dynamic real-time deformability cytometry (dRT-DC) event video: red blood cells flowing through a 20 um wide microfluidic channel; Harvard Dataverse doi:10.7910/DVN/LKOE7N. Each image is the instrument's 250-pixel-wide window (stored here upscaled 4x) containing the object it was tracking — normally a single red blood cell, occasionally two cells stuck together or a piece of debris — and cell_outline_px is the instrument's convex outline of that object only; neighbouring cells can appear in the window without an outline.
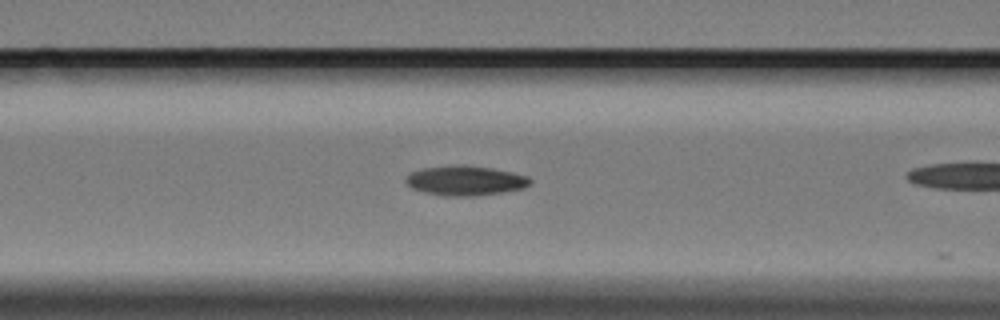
{"species": "Egyptian fruit bat (a non-hibernating species)", "species_latin": "Rousettus aegyptiacus", "temperature_condition": "cold", "stored_images_in_passage": 26, "camera_frame_rate_fps": 3000, "um_per_image_px": 0.085, "animal": {"sex": "female"}, "frame": {"image": 1, "passage_image": 3, "time_ms": 0.667, "image_size_px": [1000, 320], "cell_outline_px": [[532, 184], [524, 188], [504, 192], [476, 196], [444, 196], [424, 192], [412, 188], [404, 180], [412, 172], [424, 168], [492, 168], [512, 172], [528, 176], [532, 180]], "centroid_in_image_um": [39.63, 15.41], "position_along_channel_um": 127.0, "area_um2": 20.63}}
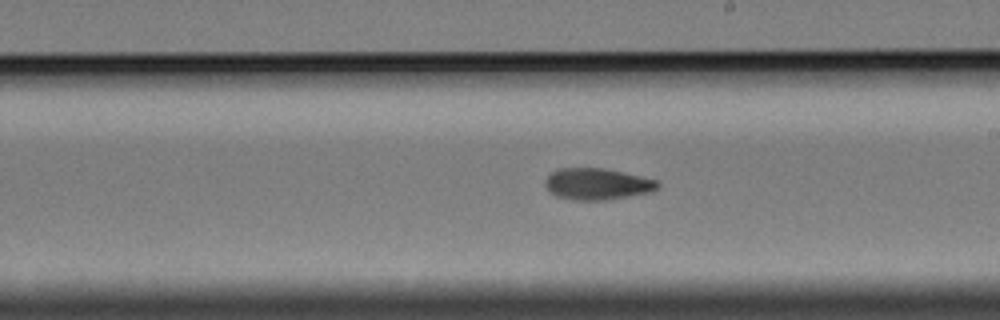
{"frame": {"image": 2, "passage_image": 13, "time_ms": 4.0, "image_size_px": [1000, 320], "cell_outline_px": [[660, 184], [652, 192], [604, 200], [576, 200], [556, 196], [544, 184], [548, 176], [552, 172], [560, 168], [604, 168], [660, 180]], "centroid_in_image_um": [50.8, 15.63], "position_along_channel_um": 238.2, "area_um2": 20.52}}
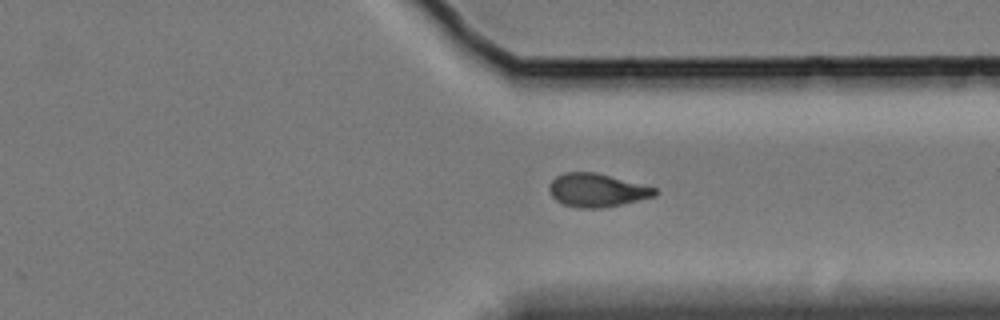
{"frame": {"image": 3, "passage_image": 24, "time_ms": 7.667, "image_size_px": [1000, 320], "cell_outline_px": [[656, 196], [620, 204], [600, 208], [576, 208], [564, 204], [556, 200], [552, 196], [548, 188], [552, 180], [556, 176], [564, 172], [596, 172], [656, 188]], "centroid_in_image_um": [50.7, 16.16], "position_along_channel_um": 360.7, "area_um2": 20.35}}